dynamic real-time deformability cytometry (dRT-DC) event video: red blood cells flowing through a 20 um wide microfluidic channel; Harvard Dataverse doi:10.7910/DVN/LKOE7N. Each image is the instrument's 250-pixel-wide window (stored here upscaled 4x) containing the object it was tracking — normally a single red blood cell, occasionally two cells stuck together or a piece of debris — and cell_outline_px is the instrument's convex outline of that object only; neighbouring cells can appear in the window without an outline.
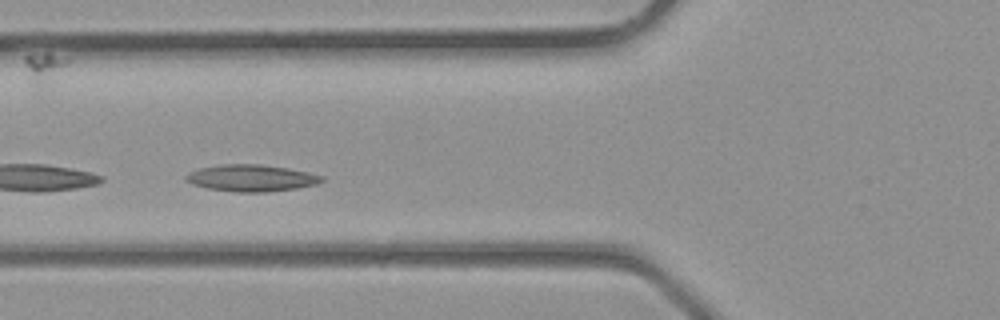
{"species": "common noctule bat (a hibernating species)", "species_latin": "Nyctalus noctula", "temperature_condition": "room temperature", "stored_images_in_passage": 5, "camera_frame_rate_fps": 3000, "um_per_image_px": 0.085, "animal": {"sex": "male", "body_mass_g": 23.1, "forearm_length_mm": 52.7}, "frame": {"image": 1, "passage_image": 2, "time_ms": 0.333, "image_size_px": [1000, 320], "cell_outline_px": [[324, 180], [316, 184], [296, 188], [264, 192], [236, 192], [208, 188], [192, 184], [184, 180], [184, 176], [188, 172], [200, 168], [220, 164], [260, 164], [288, 168], [308, 172], [324, 176]], "centroid_in_image_um": [21.33, 15.12], "position_along_channel_um": 104.5, "area_um2": 21.21}}
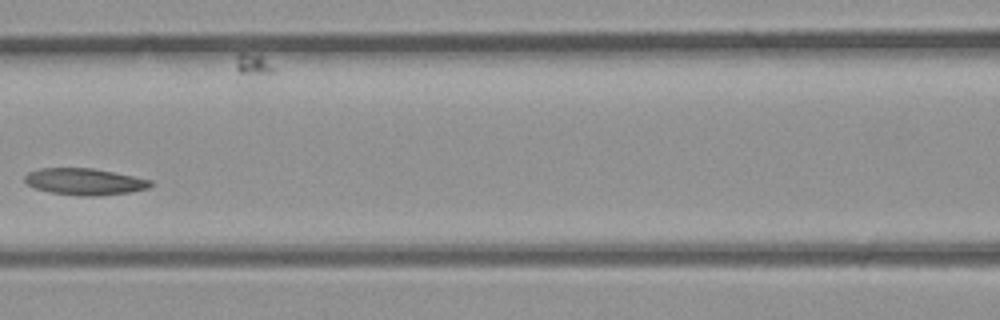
{"frame": {"image": 2, "passage_image": 3, "time_ms": 0.667, "image_size_px": [1000, 320], "cell_outline_px": [[152, 184], [148, 188], [128, 192], [92, 196], [80, 196], [52, 192], [36, 188], [28, 184], [24, 180], [24, 176], [28, 172], [40, 168], [92, 168], [152, 180]], "centroid_in_image_um": [7.16, 15.43], "position_along_channel_um": 159.4, "area_um2": 19.19}}